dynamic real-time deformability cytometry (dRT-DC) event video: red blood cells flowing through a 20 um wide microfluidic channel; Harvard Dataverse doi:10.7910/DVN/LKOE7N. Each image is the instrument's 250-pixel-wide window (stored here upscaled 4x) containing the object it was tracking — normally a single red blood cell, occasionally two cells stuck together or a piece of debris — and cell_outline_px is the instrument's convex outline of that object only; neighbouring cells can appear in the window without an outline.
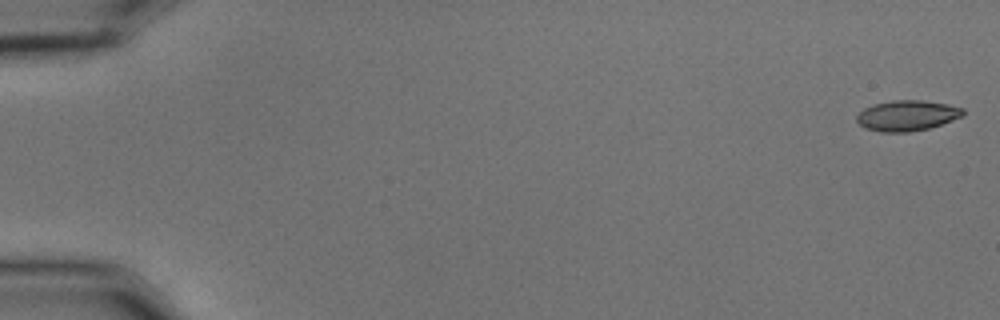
{"species": "common noctule bat (a hibernating species)", "species_latin": "Nyctalus noctula", "temperature_condition": "cold", "stored_images_in_passage": 37, "camera_frame_rate_fps": 3000, "um_per_image_px": 0.085, "animal": {"sex": "male", "body_mass_g": 15.6}, "frame": {"image": 1, "passage_image": 1, "time_ms": 0.0, "image_size_px": [1000, 320], "cell_outline_px": [[964, 116], [928, 128], [908, 132], [880, 132], [864, 128], [856, 120], [856, 116], [864, 108], [872, 104], [892, 100], [924, 100], [948, 104], [964, 108]], "centroid_in_image_um": [77.09, 9.81], "position_along_channel_um": 7.9, "area_um2": 19.02}}
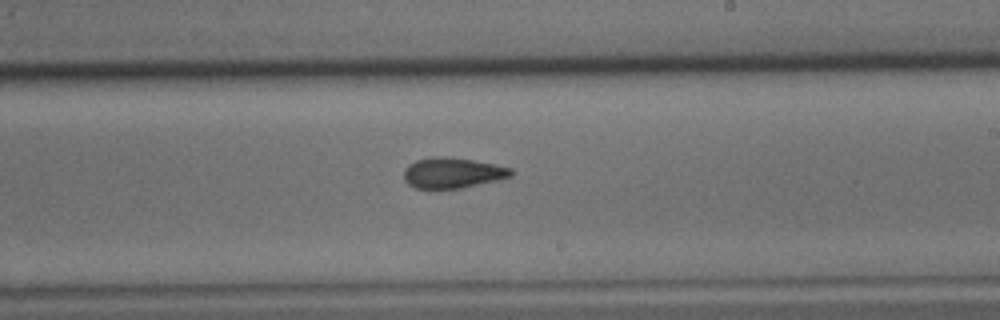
{"frame": {"image": 2, "passage_image": 34, "time_ms": 11.0, "image_size_px": [1000, 320], "cell_outline_px": [[512, 176], [496, 180], [460, 188], [416, 188], [408, 184], [404, 180], [404, 168], [408, 164], [416, 160], [432, 156], [448, 156], [496, 164], [512, 168]], "centroid_in_image_um": [38.44, 14.67], "position_along_channel_um": 250.6, "area_um2": 19.07}}
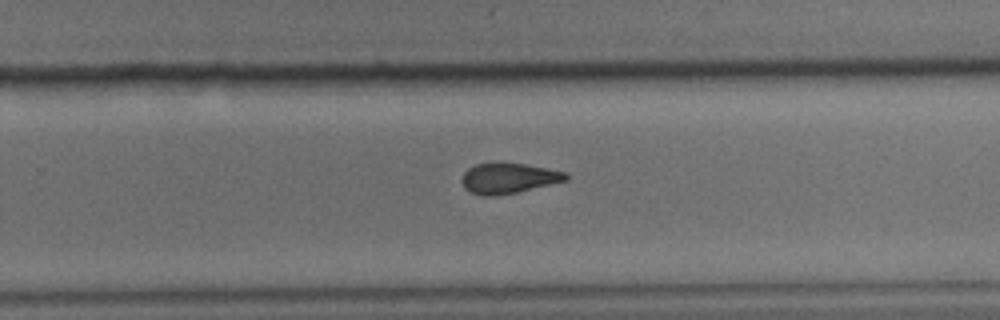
{"frame": {"image": 3, "passage_image": 37, "time_ms": 12.0, "image_size_px": [1000, 320], "cell_outline_px": [[568, 180], [516, 192], [492, 196], [484, 196], [472, 192], [464, 188], [460, 180], [464, 172], [468, 168], [476, 164], [492, 160], [496, 160], [528, 164], [568, 172]], "centroid_in_image_um": [43.2, 15.09], "position_along_channel_um": 286.6, "area_um2": 19.02}}